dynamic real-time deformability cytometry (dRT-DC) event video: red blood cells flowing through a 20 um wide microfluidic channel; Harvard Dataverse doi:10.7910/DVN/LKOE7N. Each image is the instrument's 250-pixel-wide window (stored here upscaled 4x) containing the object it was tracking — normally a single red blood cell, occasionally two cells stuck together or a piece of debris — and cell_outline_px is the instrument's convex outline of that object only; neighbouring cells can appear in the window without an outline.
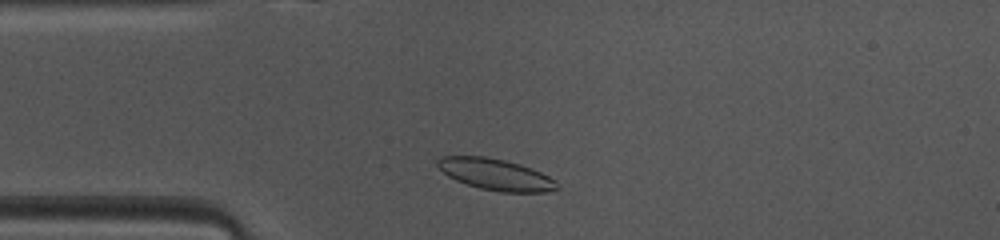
{"species": "common noctule bat (a hibernating species)", "species_latin": "Nyctalus noctula", "temperature_condition": "warm", "stored_images_in_passage": 42, "camera_frame_rate_fps": 3000, "um_per_image_px": 0.085, "animal": {"sex": "female", "body_mass_g": 10.0, "forearm_length_mm": 53.1}, "frame": {"image": 1, "passage_image": 5, "time_ms": 1.333, "image_size_px": [1000, 240], "cell_outline_px": [[560, 188], [548, 192], [500, 192], [480, 188], [456, 180], [448, 176], [436, 164], [436, 160], [440, 156], [484, 156], [504, 160], [520, 164], [532, 168], [556, 180]], "centroid_in_image_um": [42.16, 14.83], "position_along_channel_um": 42.8, "area_um2": 21.85}}
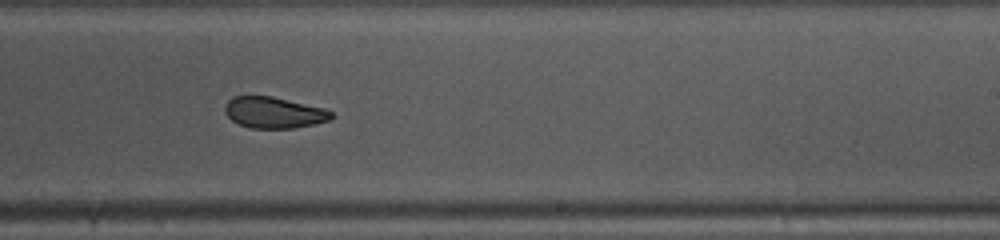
{"frame": {"image": 2, "passage_image": 22, "time_ms": 7.0, "image_size_px": [1000, 240], "cell_outline_px": [[332, 116], [328, 120], [312, 124], [292, 128], [252, 128], [240, 124], [232, 120], [224, 112], [224, 108], [228, 100], [232, 96], [272, 96], [324, 108], [332, 112]], "centroid_in_image_um": [23.24, 9.55], "position_along_channel_um": 265.8, "area_um2": 19.13}}
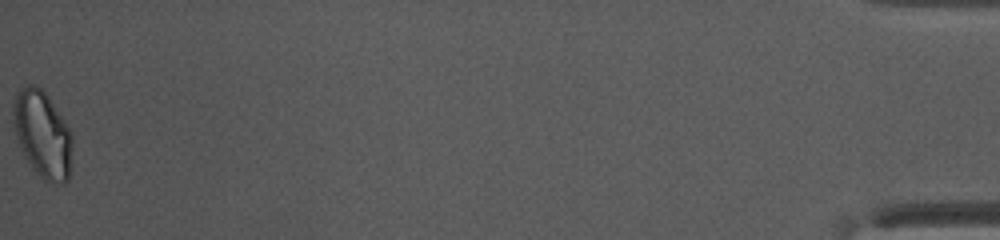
{"frame": {"image": 3, "passage_image": 42, "time_ms": 13.667, "image_size_px": [1000, 240], "cell_outline_px": [[72, 148], [68, 180], [64, 184], [56, 184], [44, 180], [36, 172], [28, 160], [16, 136], [12, 124], [12, 100], [20, 88], [28, 84], [32, 84], [40, 88], [48, 96], [72, 132]], "centroid_in_image_um": [3.61, 11.39], "position_along_channel_um": 431.6, "area_um2": 29.88}, "authors_computed_cell_mechanics": {"area_um2": 20.7502, "velocity_mm_per_s": 4.1121, "shape_relaxation_time_tau1_ms": null, "shape_relaxation_time_tau2_ms": 3.2844, "deformation_change_tau1": null, "deformation_change_tau2": 0.079}}